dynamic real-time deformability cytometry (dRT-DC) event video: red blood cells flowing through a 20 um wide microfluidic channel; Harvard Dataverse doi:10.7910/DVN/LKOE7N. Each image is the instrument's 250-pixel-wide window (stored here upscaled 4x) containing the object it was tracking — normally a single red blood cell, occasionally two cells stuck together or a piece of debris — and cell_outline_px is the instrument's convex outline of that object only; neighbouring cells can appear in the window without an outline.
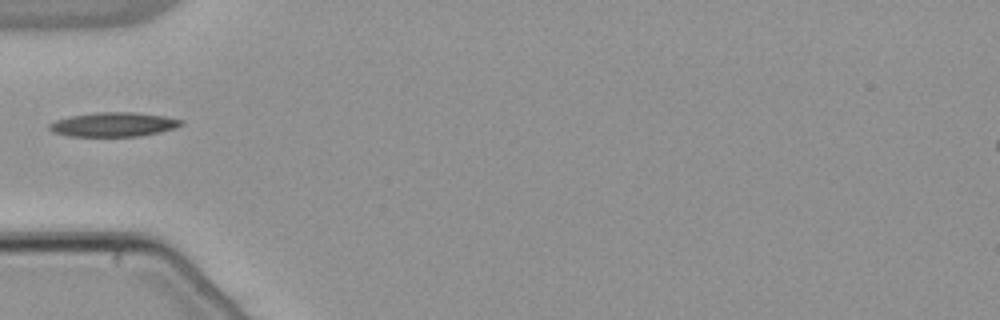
{"species": "common noctule bat (a hibernating species)", "species_latin": "Nyctalus noctula", "temperature_condition": "warm", "stored_images_in_passage": 36, "camera_frame_rate_fps": 3000, "um_per_image_px": 0.085, "animal": {"sex": "male", "body_mass_g": 21.5, "forearm_length_mm": 52.0}, "frame": {"image": 1, "passage_image": 1, "time_ms": 0.0, "image_size_px": [1000, 320], "cell_outline_px": [[184, 124], [176, 128], [160, 132], [140, 136], [68, 136], [52, 132], [48, 128], [48, 124], [56, 120], [68, 116], [96, 112], [132, 112], [164, 116], [180, 120]], "centroid_in_image_um": [9.61, 10.58], "position_along_channel_um": 75.4, "area_um2": 18.67}}
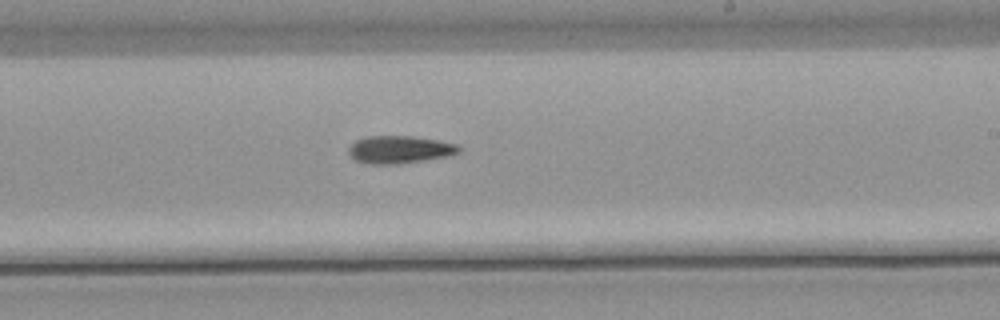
{"frame": {"image": 2, "passage_image": 15, "time_ms": 4.667, "image_size_px": [1000, 320], "cell_outline_px": [[460, 152], [448, 156], [424, 160], [396, 164], [372, 164], [356, 160], [348, 152], [348, 148], [356, 140], [368, 136], [412, 136], [436, 140], [456, 144], [460, 148]], "centroid_in_image_um": [33.96, 12.71], "position_along_channel_um": 255.0, "area_um2": 17.51}}
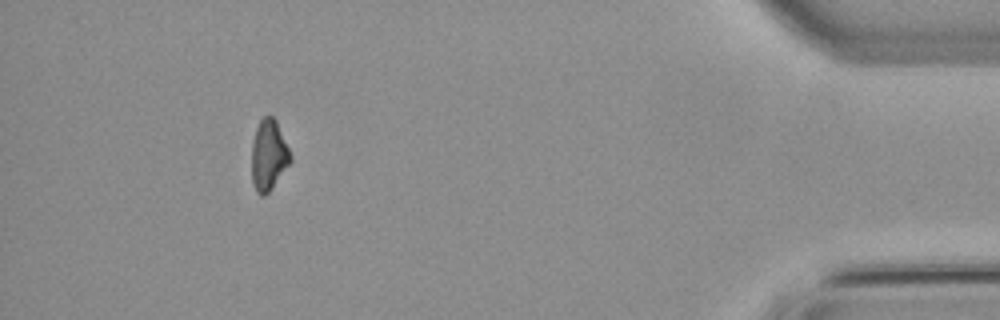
{"frame": {"image": 3, "passage_image": 32, "time_ms": 10.333, "image_size_px": [1000, 320], "cell_outline_px": [[292, 160], [272, 188], [264, 196], [260, 196], [256, 192], [252, 184], [252, 140], [256, 128], [260, 120], [264, 116], [272, 116], [276, 120], [292, 156]], "centroid_in_image_um": [22.82, 13.2], "position_along_channel_um": 412.4, "area_um2": 16.01}}